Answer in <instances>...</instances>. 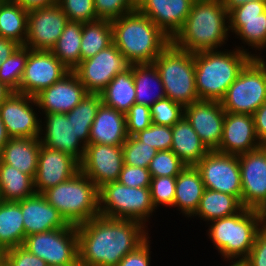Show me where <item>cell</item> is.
Returning a JSON list of instances; mask_svg holds the SVG:
<instances>
[{"label": "cell", "instance_id": "1", "mask_svg": "<svg viewBox=\"0 0 266 266\" xmlns=\"http://www.w3.org/2000/svg\"><path fill=\"white\" fill-rule=\"evenodd\" d=\"M76 228L80 266H117L150 237L149 228L138 221L100 215Z\"/></svg>", "mask_w": 266, "mask_h": 266}, {"label": "cell", "instance_id": "2", "mask_svg": "<svg viewBox=\"0 0 266 266\" xmlns=\"http://www.w3.org/2000/svg\"><path fill=\"white\" fill-rule=\"evenodd\" d=\"M101 103L100 94L88 93L68 113L42 114L44 119L41 117L40 143L66 153L80 163L89 144L90 128Z\"/></svg>", "mask_w": 266, "mask_h": 266}, {"label": "cell", "instance_id": "3", "mask_svg": "<svg viewBox=\"0 0 266 266\" xmlns=\"http://www.w3.org/2000/svg\"><path fill=\"white\" fill-rule=\"evenodd\" d=\"M230 37L228 11L222 0H194L181 29L171 39L190 53L219 50Z\"/></svg>", "mask_w": 266, "mask_h": 266}, {"label": "cell", "instance_id": "4", "mask_svg": "<svg viewBox=\"0 0 266 266\" xmlns=\"http://www.w3.org/2000/svg\"><path fill=\"white\" fill-rule=\"evenodd\" d=\"M111 25L113 43L131 65L153 63L171 43V38L137 9L112 20Z\"/></svg>", "mask_w": 266, "mask_h": 266}, {"label": "cell", "instance_id": "5", "mask_svg": "<svg viewBox=\"0 0 266 266\" xmlns=\"http://www.w3.org/2000/svg\"><path fill=\"white\" fill-rule=\"evenodd\" d=\"M252 58L238 48L194 53L195 83L199 100L220 102Z\"/></svg>", "mask_w": 266, "mask_h": 266}, {"label": "cell", "instance_id": "6", "mask_svg": "<svg viewBox=\"0 0 266 266\" xmlns=\"http://www.w3.org/2000/svg\"><path fill=\"white\" fill-rule=\"evenodd\" d=\"M208 239L225 262H242L263 227L262 211L242 208L238 213L208 223Z\"/></svg>", "mask_w": 266, "mask_h": 266}, {"label": "cell", "instance_id": "7", "mask_svg": "<svg viewBox=\"0 0 266 266\" xmlns=\"http://www.w3.org/2000/svg\"><path fill=\"white\" fill-rule=\"evenodd\" d=\"M42 194L70 225L78 226L100 215L99 188L81 171Z\"/></svg>", "mask_w": 266, "mask_h": 266}, {"label": "cell", "instance_id": "8", "mask_svg": "<svg viewBox=\"0 0 266 266\" xmlns=\"http://www.w3.org/2000/svg\"><path fill=\"white\" fill-rule=\"evenodd\" d=\"M153 63L158 69L167 98L183 107L199 100L195 83L194 53L170 43Z\"/></svg>", "mask_w": 266, "mask_h": 266}, {"label": "cell", "instance_id": "9", "mask_svg": "<svg viewBox=\"0 0 266 266\" xmlns=\"http://www.w3.org/2000/svg\"><path fill=\"white\" fill-rule=\"evenodd\" d=\"M98 196L100 216L106 218L135 220L148 228L147 222L156 212L149 187H128L113 181L102 185Z\"/></svg>", "mask_w": 266, "mask_h": 266}, {"label": "cell", "instance_id": "10", "mask_svg": "<svg viewBox=\"0 0 266 266\" xmlns=\"http://www.w3.org/2000/svg\"><path fill=\"white\" fill-rule=\"evenodd\" d=\"M220 102L225 112L253 115L266 102V65L252 58Z\"/></svg>", "mask_w": 266, "mask_h": 266}, {"label": "cell", "instance_id": "11", "mask_svg": "<svg viewBox=\"0 0 266 266\" xmlns=\"http://www.w3.org/2000/svg\"><path fill=\"white\" fill-rule=\"evenodd\" d=\"M50 265L79 264L77 228L68 225L26 236L22 245Z\"/></svg>", "mask_w": 266, "mask_h": 266}, {"label": "cell", "instance_id": "12", "mask_svg": "<svg viewBox=\"0 0 266 266\" xmlns=\"http://www.w3.org/2000/svg\"><path fill=\"white\" fill-rule=\"evenodd\" d=\"M228 19L229 32L238 36L242 42L240 44H245L244 47L238 45L235 48L259 58L266 48V1H251L237 6L228 12ZM247 45L258 54L251 53L245 48Z\"/></svg>", "mask_w": 266, "mask_h": 266}, {"label": "cell", "instance_id": "13", "mask_svg": "<svg viewBox=\"0 0 266 266\" xmlns=\"http://www.w3.org/2000/svg\"><path fill=\"white\" fill-rule=\"evenodd\" d=\"M130 65L112 43L94 57L82 60L72 71L88 93L100 94L118 73L125 71Z\"/></svg>", "mask_w": 266, "mask_h": 266}, {"label": "cell", "instance_id": "14", "mask_svg": "<svg viewBox=\"0 0 266 266\" xmlns=\"http://www.w3.org/2000/svg\"><path fill=\"white\" fill-rule=\"evenodd\" d=\"M205 189L235 196L241 202V171L237 155L209 151L196 165Z\"/></svg>", "mask_w": 266, "mask_h": 266}, {"label": "cell", "instance_id": "15", "mask_svg": "<svg viewBox=\"0 0 266 266\" xmlns=\"http://www.w3.org/2000/svg\"><path fill=\"white\" fill-rule=\"evenodd\" d=\"M37 107L35 97L18 92L3 101L0 118L10 138H39L41 116L38 117Z\"/></svg>", "mask_w": 266, "mask_h": 266}, {"label": "cell", "instance_id": "16", "mask_svg": "<svg viewBox=\"0 0 266 266\" xmlns=\"http://www.w3.org/2000/svg\"><path fill=\"white\" fill-rule=\"evenodd\" d=\"M242 207L262 211L266 207V146L238 155Z\"/></svg>", "mask_w": 266, "mask_h": 266}, {"label": "cell", "instance_id": "17", "mask_svg": "<svg viewBox=\"0 0 266 266\" xmlns=\"http://www.w3.org/2000/svg\"><path fill=\"white\" fill-rule=\"evenodd\" d=\"M69 72L70 70L51 51L31 50L17 92L34 97Z\"/></svg>", "mask_w": 266, "mask_h": 266}, {"label": "cell", "instance_id": "18", "mask_svg": "<svg viewBox=\"0 0 266 266\" xmlns=\"http://www.w3.org/2000/svg\"><path fill=\"white\" fill-rule=\"evenodd\" d=\"M68 21V17L58 4L28 11L27 37L24 46L31 50L50 51Z\"/></svg>", "mask_w": 266, "mask_h": 266}, {"label": "cell", "instance_id": "19", "mask_svg": "<svg viewBox=\"0 0 266 266\" xmlns=\"http://www.w3.org/2000/svg\"><path fill=\"white\" fill-rule=\"evenodd\" d=\"M123 165L122 146L89 143L80 162V171L100 188L118 181Z\"/></svg>", "mask_w": 266, "mask_h": 266}, {"label": "cell", "instance_id": "20", "mask_svg": "<svg viewBox=\"0 0 266 266\" xmlns=\"http://www.w3.org/2000/svg\"><path fill=\"white\" fill-rule=\"evenodd\" d=\"M225 113L218 101L198 100L184 107V117L210 151L221 143Z\"/></svg>", "mask_w": 266, "mask_h": 266}, {"label": "cell", "instance_id": "21", "mask_svg": "<svg viewBox=\"0 0 266 266\" xmlns=\"http://www.w3.org/2000/svg\"><path fill=\"white\" fill-rule=\"evenodd\" d=\"M80 171V163L72 156L41 144L37 172L34 178L36 193L65 182Z\"/></svg>", "mask_w": 266, "mask_h": 266}, {"label": "cell", "instance_id": "22", "mask_svg": "<svg viewBox=\"0 0 266 266\" xmlns=\"http://www.w3.org/2000/svg\"><path fill=\"white\" fill-rule=\"evenodd\" d=\"M88 94L86 88L73 71L35 97L40 115L47 113H68Z\"/></svg>", "mask_w": 266, "mask_h": 266}, {"label": "cell", "instance_id": "23", "mask_svg": "<svg viewBox=\"0 0 266 266\" xmlns=\"http://www.w3.org/2000/svg\"><path fill=\"white\" fill-rule=\"evenodd\" d=\"M261 146L252 115L225 113L222 140L215 151L238 156Z\"/></svg>", "mask_w": 266, "mask_h": 266}, {"label": "cell", "instance_id": "24", "mask_svg": "<svg viewBox=\"0 0 266 266\" xmlns=\"http://www.w3.org/2000/svg\"><path fill=\"white\" fill-rule=\"evenodd\" d=\"M193 2L194 0H137V10L172 39L187 19Z\"/></svg>", "mask_w": 266, "mask_h": 266}, {"label": "cell", "instance_id": "25", "mask_svg": "<svg viewBox=\"0 0 266 266\" xmlns=\"http://www.w3.org/2000/svg\"><path fill=\"white\" fill-rule=\"evenodd\" d=\"M23 216L25 238L31 234L65 228L69 224L59 211L50 205L42 193L33 195L19 201Z\"/></svg>", "mask_w": 266, "mask_h": 266}, {"label": "cell", "instance_id": "26", "mask_svg": "<svg viewBox=\"0 0 266 266\" xmlns=\"http://www.w3.org/2000/svg\"><path fill=\"white\" fill-rule=\"evenodd\" d=\"M127 138L126 114L101 103L90 128L89 143L122 146Z\"/></svg>", "mask_w": 266, "mask_h": 266}, {"label": "cell", "instance_id": "27", "mask_svg": "<svg viewBox=\"0 0 266 266\" xmlns=\"http://www.w3.org/2000/svg\"><path fill=\"white\" fill-rule=\"evenodd\" d=\"M205 191L201 174L195 166H186L176 177L173 207L189 218L196 213Z\"/></svg>", "mask_w": 266, "mask_h": 266}, {"label": "cell", "instance_id": "28", "mask_svg": "<svg viewBox=\"0 0 266 266\" xmlns=\"http://www.w3.org/2000/svg\"><path fill=\"white\" fill-rule=\"evenodd\" d=\"M40 147L39 138H10L2 149L0 161L34 179Z\"/></svg>", "mask_w": 266, "mask_h": 266}, {"label": "cell", "instance_id": "29", "mask_svg": "<svg viewBox=\"0 0 266 266\" xmlns=\"http://www.w3.org/2000/svg\"><path fill=\"white\" fill-rule=\"evenodd\" d=\"M171 150L187 166H195L210 151L184 116L172 126Z\"/></svg>", "mask_w": 266, "mask_h": 266}, {"label": "cell", "instance_id": "30", "mask_svg": "<svg viewBox=\"0 0 266 266\" xmlns=\"http://www.w3.org/2000/svg\"><path fill=\"white\" fill-rule=\"evenodd\" d=\"M25 241L23 216L19 201L0 200V255Z\"/></svg>", "mask_w": 266, "mask_h": 266}, {"label": "cell", "instance_id": "31", "mask_svg": "<svg viewBox=\"0 0 266 266\" xmlns=\"http://www.w3.org/2000/svg\"><path fill=\"white\" fill-rule=\"evenodd\" d=\"M133 78L137 104L150 107L166 97L160 74L154 63L133 64Z\"/></svg>", "mask_w": 266, "mask_h": 266}, {"label": "cell", "instance_id": "32", "mask_svg": "<svg viewBox=\"0 0 266 266\" xmlns=\"http://www.w3.org/2000/svg\"><path fill=\"white\" fill-rule=\"evenodd\" d=\"M100 95L104 105L126 114L136 103L133 64L125 71L118 73Z\"/></svg>", "mask_w": 266, "mask_h": 266}, {"label": "cell", "instance_id": "33", "mask_svg": "<svg viewBox=\"0 0 266 266\" xmlns=\"http://www.w3.org/2000/svg\"><path fill=\"white\" fill-rule=\"evenodd\" d=\"M241 202L233 195L205 189L196 213L193 218L206 222V225L215 220L232 216L242 209Z\"/></svg>", "mask_w": 266, "mask_h": 266}, {"label": "cell", "instance_id": "34", "mask_svg": "<svg viewBox=\"0 0 266 266\" xmlns=\"http://www.w3.org/2000/svg\"><path fill=\"white\" fill-rule=\"evenodd\" d=\"M35 193L34 179L0 161V200L20 201Z\"/></svg>", "mask_w": 266, "mask_h": 266}, {"label": "cell", "instance_id": "35", "mask_svg": "<svg viewBox=\"0 0 266 266\" xmlns=\"http://www.w3.org/2000/svg\"><path fill=\"white\" fill-rule=\"evenodd\" d=\"M28 11L13 0L0 6V37L24 46L27 37Z\"/></svg>", "mask_w": 266, "mask_h": 266}, {"label": "cell", "instance_id": "36", "mask_svg": "<svg viewBox=\"0 0 266 266\" xmlns=\"http://www.w3.org/2000/svg\"><path fill=\"white\" fill-rule=\"evenodd\" d=\"M83 23L68 21L57 40L50 50L70 71L81 62V39Z\"/></svg>", "mask_w": 266, "mask_h": 266}, {"label": "cell", "instance_id": "37", "mask_svg": "<svg viewBox=\"0 0 266 266\" xmlns=\"http://www.w3.org/2000/svg\"><path fill=\"white\" fill-rule=\"evenodd\" d=\"M113 43L110 20L98 19L83 23L81 39V61L94 57L99 51Z\"/></svg>", "mask_w": 266, "mask_h": 266}, {"label": "cell", "instance_id": "38", "mask_svg": "<svg viewBox=\"0 0 266 266\" xmlns=\"http://www.w3.org/2000/svg\"><path fill=\"white\" fill-rule=\"evenodd\" d=\"M30 48L19 46L9 58L0 64V82L17 92L21 83Z\"/></svg>", "mask_w": 266, "mask_h": 266}, {"label": "cell", "instance_id": "39", "mask_svg": "<svg viewBox=\"0 0 266 266\" xmlns=\"http://www.w3.org/2000/svg\"><path fill=\"white\" fill-rule=\"evenodd\" d=\"M124 164L147 168L158 150L141 142L135 135L128 136L122 145Z\"/></svg>", "mask_w": 266, "mask_h": 266}, {"label": "cell", "instance_id": "40", "mask_svg": "<svg viewBox=\"0 0 266 266\" xmlns=\"http://www.w3.org/2000/svg\"><path fill=\"white\" fill-rule=\"evenodd\" d=\"M186 166L170 149L158 151L151 160L148 170L151 177H177Z\"/></svg>", "mask_w": 266, "mask_h": 266}, {"label": "cell", "instance_id": "41", "mask_svg": "<svg viewBox=\"0 0 266 266\" xmlns=\"http://www.w3.org/2000/svg\"><path fill=\"white\" fill-rule=\"evenodd\" d=\"M149 188L151 201L155 210H157L158 207L161 206H166V208H173L176 189V177H151Z\"/></svg>", "mask_w": 266, "mask_h": 266}, {"label": "cell", "instance_id": "42", "mask_svg": "<svg viewBox=\"0 0 266 266\" xmlns=\"http://www.w3.org/2000/svg\"><path fill=\"white\" fill-rule=\"evenodd\" d=\"M152 123L173 126L184 116V107L165 97L150 106Z\"/></svg>", "mask_w": 266, "mask_h": 266}, {"label": "cell", "instance_id": "43", "mask_svg": "<svg viewBox=\"0 0 266 266\" xmlns=\"http://www.w3.org/2000/svg\"><path fill=\"white\" fill-rule=\"evenodd\" d=\"M69 21L87 23L98 20L94 0H58Z\"/></svg>", "mask_w": 266, "mask_h": 266}, {"label": "cell", "instance_id": "44", "mask_svg": "<svg viewBox=\"0 0 266 266\" xmlns=\"http://www.w3.org/2000/svg\"><path fill=\"white\" fill-rule=\"evenodd\" d=\"M135 136L144 144L152 146L158 151L170 150L172 145V127L152 123L145 130Z\"/></svg>", "mask_w": 266, "mask_h": 266}, {"label": "cell", "instance_id": "45", "mask_svg": "<svg viewBox=\"0 0 266 266\" xmlns=\"http://www.w3.org/2000/svg\"><path fill=\"white\" fill-rule=\"evenodd\" d=\"M98 19L114 20L137 9V0H94Z\"/></svg>", "mask_w": 266, "mask_h": 266}, {"label": "cell", "instance_id": "46", "mask_svg": "<svg viewBox=\"0 0 266 266\" xmlns=\"http://www.w3.org/2000/svg\"><path fill=\"white\" fill-rule=\"evenodd\" d=\"M152 124L150 107L143 104H133L126 113V132L134 136Z\"/></svg>", "mask_w": 266, "mask_h": 266}, {"label": "cell", "instance_id": "47", "mask_svg": "<svg viewBox=\"0 0 266 266\" xmlns=\"http://www.w3.org/2000/svg\"><path fill=\"white\" fill-rule=\"evenodd\" d=\"M9 266H48L41 258L30 253L25 247L17 246L0 255Z\"/></svg>", "mask_w": 266, "mask_h": 266}, {"label": "cell", "instance_id": "48", "mask_svg": "<svg viewBox=\"0 0 266 266\" xmlns=\"http://www.w3.org/2000/svg\"><path fill=\"white\" fill-rule=\"evenodd\" d=\"M118 181L128 187H150L151 175L147 168L124 164Z\"/></svg>", "mask_w": 266, "mask_h": 266}, {"label": "cell", "instance_id": "49", "mask_svg": "<svg viewBox=\"0 0 266 266\" xmlns=\"http://www.w3.org/2000/svg\"><path fill=\"white\" fill-rule=\"evenodd\" d=\"M242 263L245 266H266V227L257 233L254 245Z\"/></svg>", "mask_w": 266, "mask_h": 266}, {"label": "cell", "instance_id": "50", "mask_svg": "<svg viewBox=\"0 0 266 266\" xmlns=\"http://www.w3.org/2000/svg\"><path fill=\"white\" fill-rule=\"evenodd\" d=\"M151 237L147 238L134 251L126 254L117 266H151Z\"/></svg>", "mask_w": 266, "mask_h": 266}, {"label": "cell", "instance_id": "51", "mask_svg": "<svg viewBox=\"0 0 266 266\" xmlns=\"http://www.w3.org/2000/svg\"><path fill=\"white\" fill-rule=\"evenodd\" d=\"M256 135L262 145L266 146V102L263 103L252 115Z\"/></svg>", "mask_w": 266, "mask_h": 266}, {"label": "cell", "instance_id": "52", "mask_svg": "<svg viewBox=\"0 0 266 266\" xmlns=\"http://www.w3.org/2000/svg\"><path fill=\"white\" fill-rule=\"evenodd\" d=\"M27 11L58 4V0H13Z\"/></svg>", "mask_w": 266, "mask_h": 266}, {"label": "cell", "instance_id": "53", "mask_svg": "<svg viewBox=\"0 0 266 266\" xmlns=\"http://www.w3.org/2000/svg\"><path fill=\"white\" fill-rule=\"evenodd\" d=\"M20 45L13 40L0 37V64L3 63Z\"/></svg>", "mask_w": 266, "mask_h": 266}, {"label": "cell", "instance_id": "54", "mask_svg": "<svg viewBox=\"0 0 266 266\" xmlns=\"http://www.w3.org/2000/svg\"><path fill=\"white\" fill-rule=\"evenodd\" d=\"M251 1H266V0H222L223 6L229 12L237 6L251 2Z\"/></svg>", "mask_w": 266, "mask_h": 266}, {"label": "cell", "instance_id": "55", "mask_svg": "<svg viewBox=\"0 0 266 266\" xmlns=\"http://www.w3.org/2000/svg\"><path fill=\"white\" fill-rule=\"evenodd\" d=\"M9 139L10 137L6 131L5 125L2 119L0 118V155H1L2 149L4 148L6 143L9 141Z\"/></svg>", "mask_w": 266, "mask_h": 266}, {"label": "cell", "instance_id": "56", "mask_svg": "<svg viewBox=\"0 0 266 266\" xmlns=\"http://www.w3.org/2000/svg\"><path fill=\"white\" fill-rule=\"evenodd\" d=\"M12 92L13 91L9 87L0 82V105Z\"/></svg>", "mask_w": 266, "mask_h": 266}, {"label": "cell", "instance_id": "57", "mask_svg": "<svg viewBox=\"0 0 266 266\" xmlns=\"http://www.w3.org/2000/svg\"><path fill=\"white\" fill-rule=\"evenodd\" d=\"M263 226L266 227V207L262 210Z\"/></svg>", "mask_w": 266, "mask_h": 266}, {"label": "cell", "instance_id": "58", "mask_svg": "<svg viewBox=\"0 0 266 266\" xmlns=\"http://www.w3.org/2000/svg\"><path fill=\"white\" fill-rule=\"evenodd\" d=\"M228 266H245L242 262H228Z\"/></svg>", "mask_w": 266, "mask_h": 266}, {"label": "cell", "instance_id": "59", "mask_svg": "<svg viewBox=\"0 0 266 266\" xmlns=\"http://www.w3.org/2000/svg\"><path fill=\"white\" fill-rule=\"evenodd\" d=\"M0 266H9V264L0 256Z\"/></svg>", "mask_w": 266, "mask_h": 266}, {"label": "cell", "instance_id": "60", "mask_svg": "<svg viewBox=\"0 0 266 266\" xmlns=\"http://www.w3.org/2000/svg\"><path fill=\"white\" fill-rule=\"evenodd\" d=\"M50 266H80V264H69V265H50Z\"/></svg>", "mask_w": 266, "mask_h": 266}, {"label": "cell", "instance_id": "61", "mask_svg": "<svg viewBox=\"0 0 266 266\" xmlns=\"http://www.w3.org/2000/svg\"><path fill=\"white\" fill-rule=\"evenodd\" d=\"M263 55H260L259 59L266 65V59H264V56L262 57Z\"/></svg>", "mask_w": 266, "mask_h": 266}, {"label": "cell", "instance_id": "62", "mask_svg": "<svg viewBox=\"0 0 266 266\" xmlns=\"http://www.w3.org/2000/svg\"><path fill=\"white\" fill-rule=\"evenodd\" d=\"M4 1H5V0H0V6L3 4Z\"/></svg>", "mask_w": 266, "mask_h": 266}]
</instances>
